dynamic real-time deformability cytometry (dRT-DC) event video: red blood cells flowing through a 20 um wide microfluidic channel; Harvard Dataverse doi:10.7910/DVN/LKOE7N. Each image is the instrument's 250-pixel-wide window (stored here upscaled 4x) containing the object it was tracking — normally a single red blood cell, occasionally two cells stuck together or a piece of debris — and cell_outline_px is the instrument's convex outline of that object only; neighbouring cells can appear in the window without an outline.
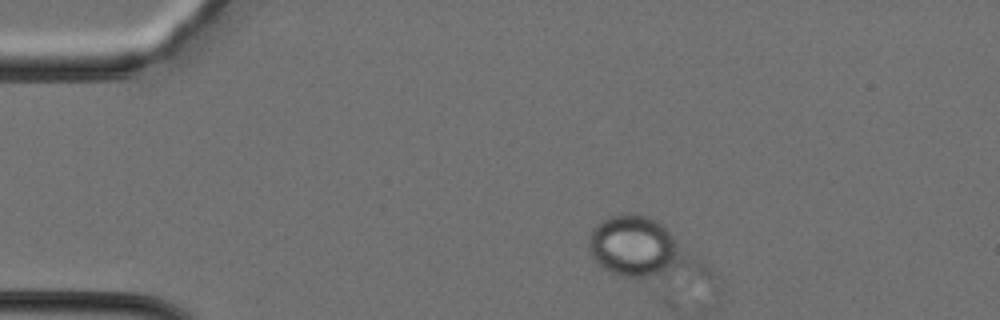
{"species": "Egyptian fruit bat (a non-hibernating species)", "species_latin": "Rousettus aegyptiacus", "temperature_condition": "cold", "stored_images_in_passage": 34, "segment_of_instrument_passage": [1, 2], "camera_frame_rate_fps": 3000, "um_per_image_px": 0.085, "animal": {"sex": "female"}, "frame": {"image": 1, "passage_image": 1, "time_ms": 0.0, "image_size_px": [1000, 320], "cell_outline_px": [[712, 280], [624, 276], [612, 272], [604, 268], [592, 256], [588, 248], [588, 236], [592, 228], [596, 224], [608, 216], [628, 212], [632, 212], [648, 216], [656, 220], [704, 264], [712, 272]], "centroid_in_image_um": [54.63, 21.19], "position_along_channel_um": 30.4, "area_um2": 40.0}}